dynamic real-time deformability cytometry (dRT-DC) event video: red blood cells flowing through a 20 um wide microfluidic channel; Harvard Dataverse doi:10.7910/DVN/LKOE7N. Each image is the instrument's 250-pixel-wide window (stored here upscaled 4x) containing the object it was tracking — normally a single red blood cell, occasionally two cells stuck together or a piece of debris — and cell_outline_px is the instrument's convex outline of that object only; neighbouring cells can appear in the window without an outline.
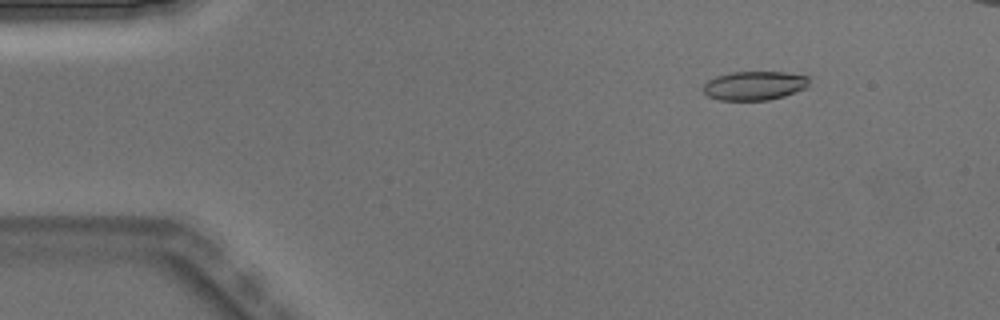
{"species": "Egyptian fruit bat (a non-hibernating species)", "species_latin": "Rousettus aegyptiacus", "temperature_condition": "warm", "stored_images_in_passage": 4, "camera_frame_rate_fps": 3000, "um_per_image_px": 0.085, "animal": {"sex": "male"}, "frame": {"image": 1, "passage_image": 1, "time_ms": 0.0, "image_size_px": [1000, 320], "cell_outline_px": [[808, 88], [784, 96], [768, 100], [720, 100], [708, 96], [704, 92], [704, 84], [708, 80], [716, 76], [732, 72], [784, 72], [808, 76]], "centroid_in_image_um": [64.14, 7.28], "position_along_channel_um": 20.9, "area_um2": 17.86}}